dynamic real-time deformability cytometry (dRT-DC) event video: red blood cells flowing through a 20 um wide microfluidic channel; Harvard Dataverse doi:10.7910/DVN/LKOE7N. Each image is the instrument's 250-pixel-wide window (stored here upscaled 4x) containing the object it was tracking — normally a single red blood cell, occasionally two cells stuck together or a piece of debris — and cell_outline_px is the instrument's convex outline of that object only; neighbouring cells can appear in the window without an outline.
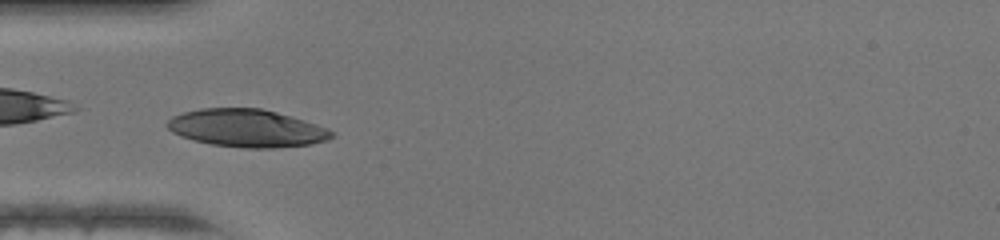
{"species": "human", "species_latin": "Homo sapiens", "temperature_condition": "warm", "stored_images_in_passage": 44, "camera_frame_rate_fps": 3000, "um_per_image_px": 0.085, "donor": {"sex": "female"}, "frame": {"image": 1, "passage_image": 11, "time_ms": 3.333, "image_size_px": [1000, 240], "cell_outline_px": [[332, 136], [324, 140], [312, 144], [272, 148], [244, 148], [212, 144], [180, 136], [172, 132], [164, 124], [172, 116], [184, 112], [200, 108], [260, 108], [276, 112], [304, 120], [328, 128], [332, 132]], "centroid_in_image_um": [20.93, 10.89], "position_along_channel_um": 64.1, "area_um2": 35.89}}
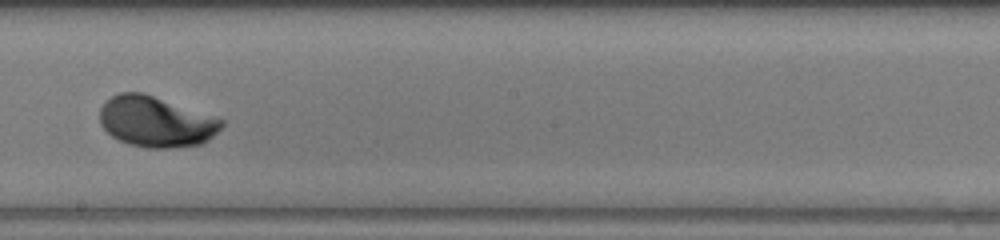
{"frame": {"image": 2, "passage_image": 23, "time_ms": 7.333, "image_size_px": [1000, 240], "cell_outline_px": [[224, 124], [204, 144], [172, 148], [148, 148], [128, 144], [112, 136], [100, 124], [100, 108], [112, 96], [120, 92], [140, 92], [224, 120]], "centroid_in_image_um": [13.24, 10.37], "position_along_channel_um": 235.0, "area_um2": 35.43}}
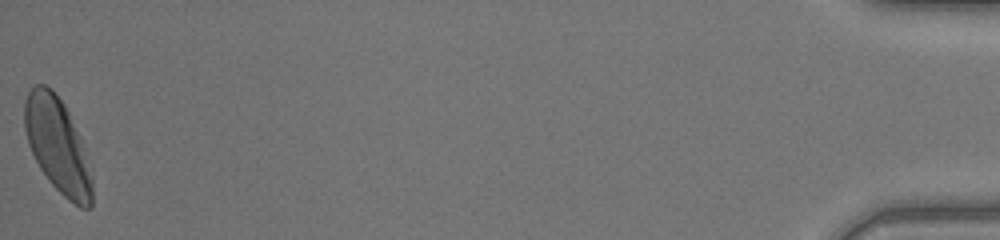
{"frame": {"image": 3, "passage_image": 44, "time_ms": 14.333, "image_size_px": [1000, 240], "cell_outline_px": [[92, 208], [80, 208], [68, 200], [52, 184], [40, 168], [28, 144], [24, 128], [24, 100], [28, 92], [36, 84], [44, 84], [52, 88], [64, 104], [68, 112], [80, 140], [92, 176]], "centroid_in_image_um": [4.87, 12.35], "position_along_channel_um": 430.3, "area_um2": 36.88}, "authors_computed_cell_mechanics": {"area_um2": 35.3736, "velocity_mm_per_s": 4.3016, "shape_relaxation_time_tau1_ms": 2.5696, "shape_relaxation_time_tau2_ms": null, "deformation_change_tau1": 0.1794, "deformation_change_tau2": null}}